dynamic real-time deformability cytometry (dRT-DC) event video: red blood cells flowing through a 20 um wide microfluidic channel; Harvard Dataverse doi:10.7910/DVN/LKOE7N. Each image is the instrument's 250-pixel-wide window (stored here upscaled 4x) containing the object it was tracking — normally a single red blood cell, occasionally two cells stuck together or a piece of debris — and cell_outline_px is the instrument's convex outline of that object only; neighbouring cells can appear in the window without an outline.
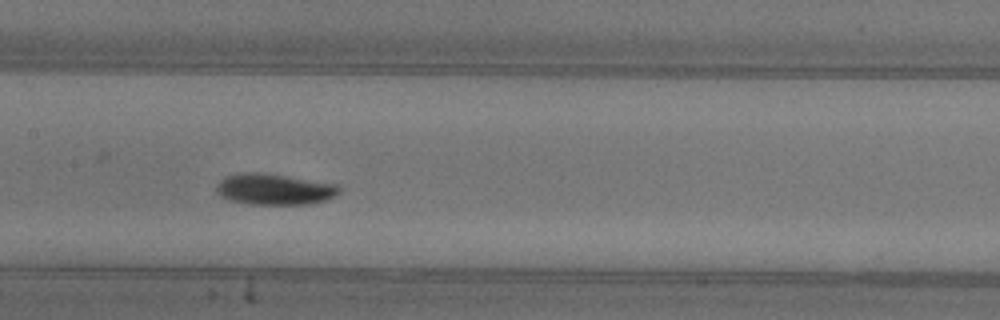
{"species": "common noctule bat (a hibernating species)", "species_latin": "Nyctalus noctula", "temperature_condition": "warm", "stored_images_in_passage": 40, "camera_frame_rate_fps": 3000, "um_per_image_px": 0.085, "animal": {"sex": "female"}, "frame": {"image": 1, "passage_image": 12, "time_ms": 3.667, "image_size_px": [1000, 320], "cell_outline_px": [[340, 192], [324, 200], [308, 204], [248, 204], [232, 200], [220, 196], [216, 192], [216, 184], [224, 176], [244, 172], [256, 172], [284, 176], [336, 184], [340, 188]], "centroid_in_image_um": [23.25, 16.08], "position_along_channel_um": 184.1, "area_um2": 21.91}, "authors_computed_cell_mechanics": {"area_um2": 20.6057, "velocity_mm_per_s": 3.878, "shape_relaxation_time_tau1_ms": 3.6489, "shape_relaxation_time_tau2_ms": null, "deformation_change_tau1": 0.1502, "deformation_change_tau2": null}}